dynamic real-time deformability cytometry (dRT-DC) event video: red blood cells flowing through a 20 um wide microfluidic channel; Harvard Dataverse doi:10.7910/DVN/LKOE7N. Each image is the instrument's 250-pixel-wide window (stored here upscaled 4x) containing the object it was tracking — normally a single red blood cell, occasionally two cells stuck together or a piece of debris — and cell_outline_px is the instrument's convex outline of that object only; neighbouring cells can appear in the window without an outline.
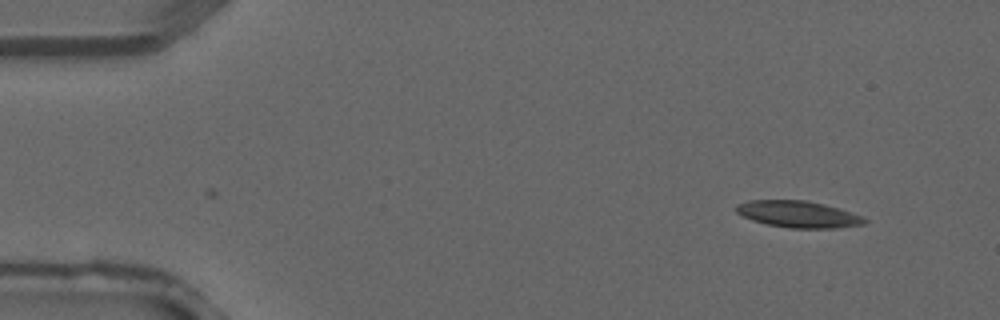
{"species": "common noctule bat (a hibernating species)", "species_latin": "Nyctalus noctula", "temperature_condition": "warm", "stored_images_in_passage": 3, "camera_frame_rate_fps": 3000, "um_per_image_px": 0.085, "animal": {"sex": "male", "forearm_length_mm": 52.5}, "frame": {"image": 1, "passage_image": 1, "time_ms": 0.0, "image_size_px": [1000, 320], "cell_outline_px": [[868, 220], [864, 224], [836, 228], [792, 228], [768, 224], [752, 220], [736, 212], [736, 204], [748, 200], [808, 200], [840, 208], [860, 216]], "centroid_in_image_um": [67.84, 18.2], "position_along_channel_um": 17.2, "area_um2": 19.83}}
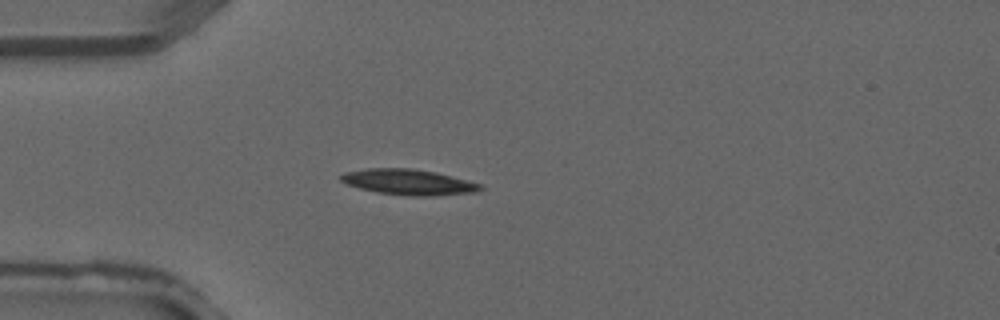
{"frame": {"image": 2, "passage_image": 3, "time_ms": 0.667, "image_size_px": [1000, 320], "cell_outline_px": [[484, 188], [476, 192], [428, 196], [412, 196], [376, 192], [360, 188], [348, 184], [340, 180], [340, 176], [344, 172], [364, 168], [412, 168], [436, 172], [484, 184]], "centroid_in_image_um": [34.75, 15.47], "position_along_channel_um": 50.2, "area_um2": 20.92}}